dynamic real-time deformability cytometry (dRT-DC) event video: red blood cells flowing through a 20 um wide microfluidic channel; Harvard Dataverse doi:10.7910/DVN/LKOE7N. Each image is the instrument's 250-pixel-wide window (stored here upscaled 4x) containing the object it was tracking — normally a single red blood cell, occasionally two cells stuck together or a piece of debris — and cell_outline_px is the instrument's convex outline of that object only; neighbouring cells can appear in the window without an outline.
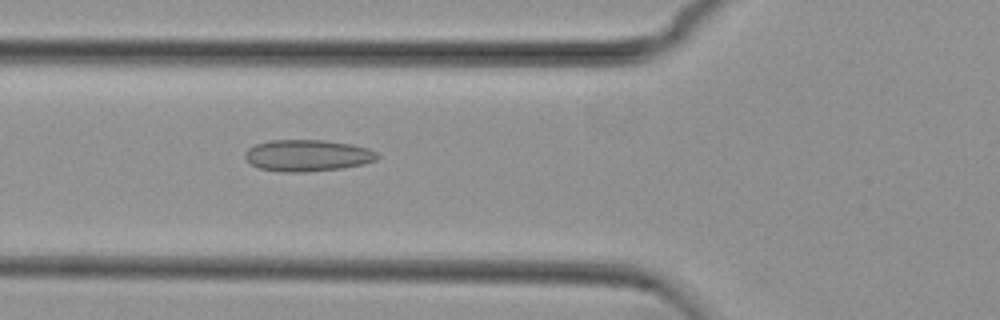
{"species": "common noctule bat (a hibernating species)", "species_latin": "Nyctalus noctula", "temperature_condition": "cold", "stored_images_in_passage": 54, "camera_frame_rate_fps": 3000, "um_per_image_px": 0.085, "animal": {"sex": "female", "body_mass_g": 29.2, "forearm_length_mm": 56.3}, "frame": {"image": 1, "passage_image": 20, "time_ms": 6.333, "image_size_px": [1000, 320], "cell_outline_px": [[380, 156], [376, 160], [364, 164], [340, 168], [304, 172], [280, 172], [260, 168], [252, 164], [244, 156], [244, 152], [248, 148], [256, 144], [272, 140], [324, 140], [352, 144], [368, 148], [376, 152]], "centroid_in_image_um": [26.14, 13.21], "position_along_channel_um": 99.7, "area_um2": 24.33}}
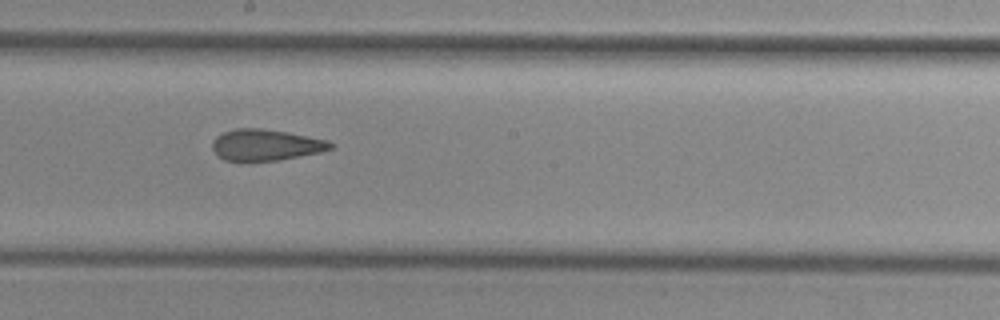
{"frame": {"image": 2, "passage_image": 30, "time_ms": 9.667, "image_size_px": [1000, 320], "cell_outline_px": [[336, 144], [332, 148], [320, 152], [280, 160], [224, 160], [212, 148], [212, 140], [216, 136], [224, 132], [236, 128], [260, 128], [288, 132], [328, 140]], "centroid_in_image_um": [22.62, 12.3], "position_along_channel_um": 225.6, "area_um2": 21.39}}
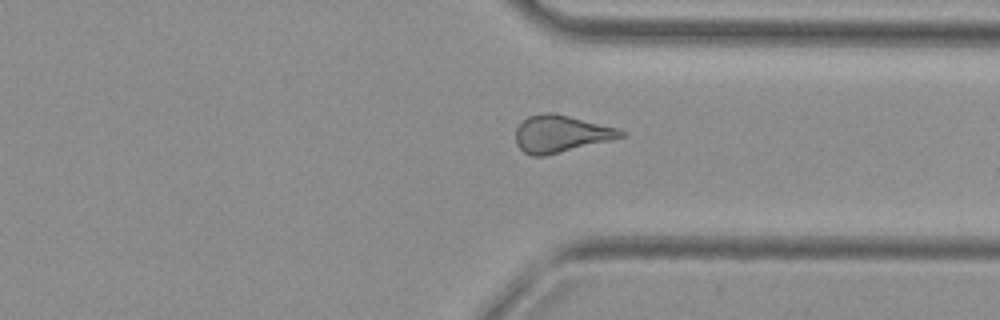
{"frame": {"image": 3, "passage_image": 41, "time_ms": 13.333, "image_size_px": [1000, 320], "cell_outline_px": [[624, 136], [544, 156], [532, 156], [524, 152], [516, 144], [516, 128], [528, 116], [544, 112], [556, 112], [616, 128], [624, 132]], "centroid_in_image_um": [47.61, 11.36], "position_along_channel_um": 363.8, "area_um2": 22.37}, "authors_computed_cell_mechanics": {"area_um2": 23.0333, "velocity_mm_per_s": 3.768, "shape_relaxation_time_tau1_ms": null, "shape_relaxation_time_tau2_ms": 2.8656, "deformation_change_tau1": null, "deformation_change_tau2": 0.1216}}